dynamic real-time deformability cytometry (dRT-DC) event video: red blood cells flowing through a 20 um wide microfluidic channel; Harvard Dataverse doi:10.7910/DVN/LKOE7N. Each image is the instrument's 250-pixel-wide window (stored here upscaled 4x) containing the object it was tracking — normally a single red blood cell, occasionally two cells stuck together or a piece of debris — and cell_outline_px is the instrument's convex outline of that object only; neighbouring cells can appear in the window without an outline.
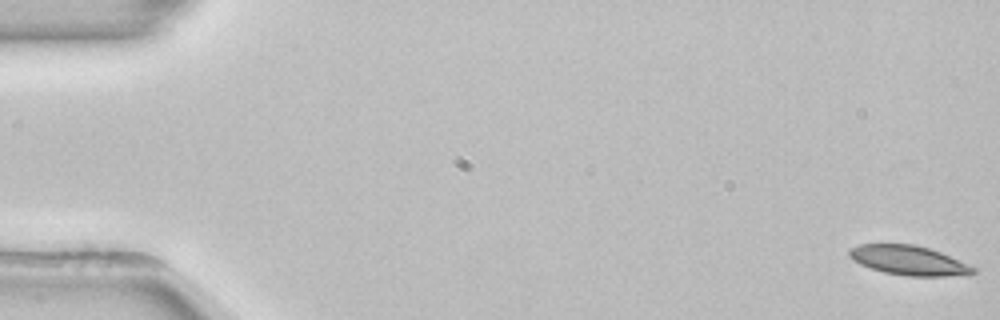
{"species": "common noctule bat (a hibernating species)", "species_latin": "Nyctalus noctula", "temperature_condition": "room temperature", "stored_images_in_passage": 54, "camera_frame_rate_fps": 3000, "um_per_image_px": 0.085, "animal": {"sex": "female", "body_mass_g": 22.7, "forearm_length_mm": 54.2}, "frame": {"image": 1, "passage_image": 1, "time_ms": 0.0, "image_size_px": [1000, 320], "cell_outline_px": [[976, 272], [968, 276], [908, 276], [884, 272], [860, 264], [852, 260], [848, 256], [848, 248], [860, 244], [916, 244], [940, 252], [968, 264], [976, 268]], "centroid_in_image_um": [77.25, 22.13], "position_along_channel_um": 7.8, "area_um2": 21.44}}
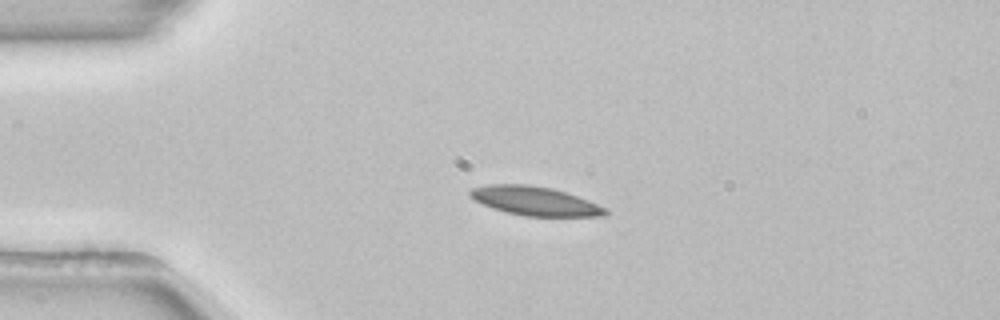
{"frame": {"image": 2, "passage_image": 13, "time_ms": 4.0, "image_size_px": [1000, 320], "cell_outline_px": [[608, 216], [524, 216], [492, 208], [472, 200], [468, 196], [468, 192], [472, 188], [488, 184], [524, 184], [552, 188], [588, 200], [608, 208]], "centroid_in_image_um": [45.44, 17.08], "position_along_channel_um": 39.6, "area_um2": 22.89}}
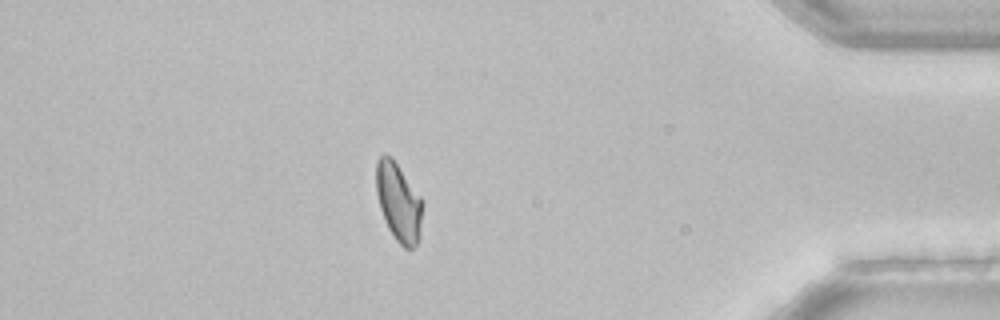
{"frame": {"image": 3, "passage_image": 47, "time_ms": 15.333, "image_size_px": [1000, 320], "cell_outline_px": [[420, 236], [416, 244], [412, 248], [404, 248], [396, 240], [388, 228], [384, 220], [380, 208], [376, 192], [376, 160], [384, 152], [392, 156], [420, 196]], "centroid_in_image_um": [33.83, 17.13], "position_along_channel_um": 401.4, "area_um2": 20.92}, "authors_computed_cell_mechanics": {"area_um2": 21.7617, "velocity_mm_per_s": 3.841, "shape_relaxation_time_tau1_ms": 5.861, "shape_relaxation_time_tau2_ms": null, "deformation_change_tau1": 0.117, "deformation_change_tau2": null}}